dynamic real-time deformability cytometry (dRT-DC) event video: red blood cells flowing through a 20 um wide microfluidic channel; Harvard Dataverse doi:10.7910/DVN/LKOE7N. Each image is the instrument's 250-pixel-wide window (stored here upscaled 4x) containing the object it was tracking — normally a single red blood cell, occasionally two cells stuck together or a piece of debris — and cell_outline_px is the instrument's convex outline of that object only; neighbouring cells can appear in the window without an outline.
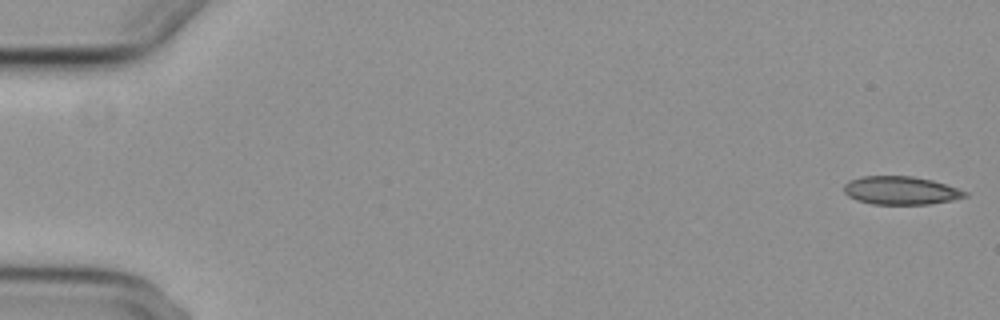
{"species": "common noctule bat (a hibernating species)", "species_latin": "Nyctalus noctula", "temperature_condition": "cold", "stored_images_in_passage": 37, "camera_frame_rate_fps": 3000, "um_per_image_px": 0.085, "animal": {"sex": "female", "body_mass_g": 29.2, "forearm_length_mm": 56.3}, "frame": {"image": 1, "passage_image": 1, "time_ms": 0.0, "image_size_px": [1000, 320], "cell_outline_px": [[968, 196], [952, 200], [928, 204], [872, 204], [856, 200], [848, 196], [844, 192], [844, 184], [848, 180], [860, 176], [912, 176], [932, 180], [968, 192]], "centroid_in_image_um": [76.52, 16.19], "position_along_channel_um": 8.5, "area_um2": 19.94}}
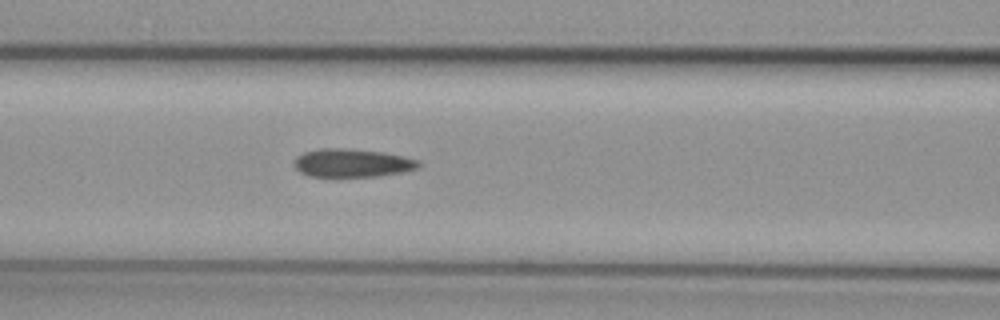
{"frame": {"image": 2, "passage_image": 24, "time_ms": 7.667, "image_size_px": [1000, 320], "cell_outline_px": [[420, 168], [404, 172], [380, 176], [308, 176], [300, 172], [292, 164], [292, 160], [296, 156], [304, 152], [320, 148], [348, 148], [384, 152], [404, 156], [420, 160]], "centroid_in_image_um": [29.94, 13.84], "position_along_channel_um": 136.7, "area_um2": 20.87}}
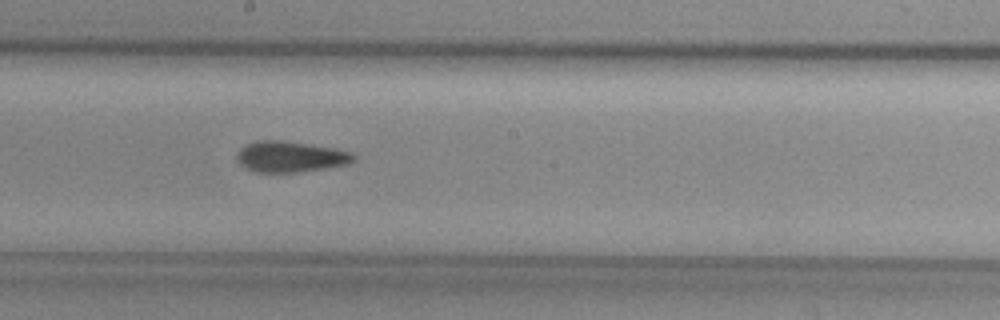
{"frame": {"image": 3, "passage_image": 31, "time_ms": 10.0, "image_size_px": [1000, 320], "cell_outline_px": [[356, 160], [348, 164], [324, 168], [296, 172], [256, 172], [240, 164], [236, 156], [240, 148], [256, 140], [284, 140], [336, 148], [352, 152], [356, 156]], "centroid_in_image_um": [24.72, 13.3], "position_along_channel_um": 223.5, "area_um2": 21.04}}